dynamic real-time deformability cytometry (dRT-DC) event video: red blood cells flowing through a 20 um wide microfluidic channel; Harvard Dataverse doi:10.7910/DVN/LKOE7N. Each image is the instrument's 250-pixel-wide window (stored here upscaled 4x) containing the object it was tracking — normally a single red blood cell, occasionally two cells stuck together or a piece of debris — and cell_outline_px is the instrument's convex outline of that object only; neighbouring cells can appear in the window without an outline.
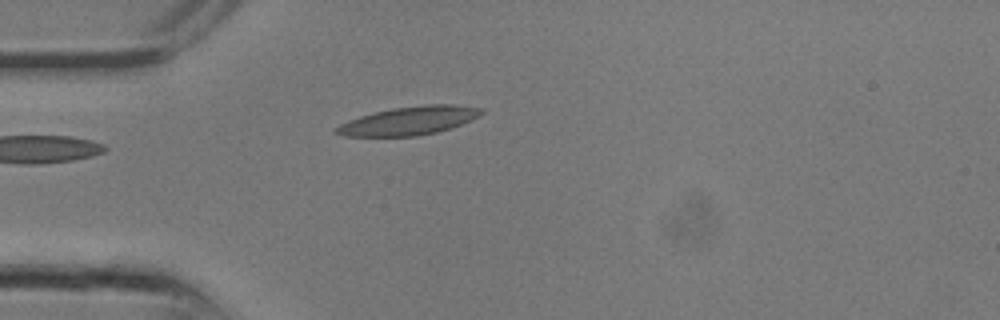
{"species": "common noctule bat (a hibernating species)", "species_latin": "Nyctalus noctula", "temperature_condition": "room temperature", "stored_images_in_passage": 5, "camera_frame_rate_fps": 3000, "um_per_image_px": 0.085, "animal": {"sex": "male", "body_mass_g": 13.3}, "frame": {"image": 1, "passage_image": 1, "time_ms": 0.0, "image_size_px": [1000, 320], "cell_outline_px": [[484, 112], [480, 116], [452, 128], [436, 132], [416, 136], [344, 136], [332, 132], [332, 128], [348, 120], [360, 116], [392, 108], [428, 104], [452, 104], [484, 108]], "centroid_in_image_um": [34.76, 10.26], "position_along_channel_um": 50.2, "area_um2": 24.16}}
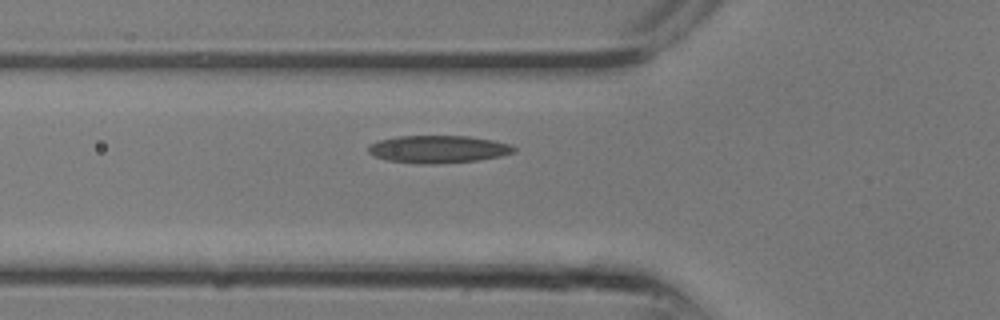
{"frame": {"image": 2, "passage_image": 3, "time_ms": 0.667, "image_size_px": [1000, 320], "cell_outline_px": [[516, 152], [500, 156], [476, 160], [436, 164], [420, 164], [388, 160], [376, 156], [368, 152], [368, 144], [376, 140], [396, 136], [468, 136], [492, 140], [512, 144], [516, 148]], "centroid_in_image_um": [37.23, 12.67], "position_along_channel_um": 88.6, "area_um2": 23.47}}
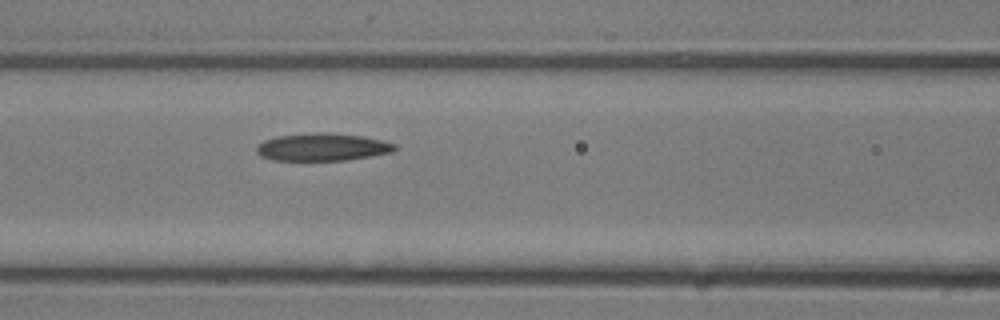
{"frame": {"image": 3, "passage_image": 5, "time_ms": 1.333, "image_size_px": [1000, 320], "cell_outline_px": [[396, 148], [392, 152], [372, 156], [348, 160], [272, 160], [260, 156], [256, 152], [256, 144], [264, 140], [276, 136], [316, 132], [328, 132], [364, 136], [396, 144]], "centroid_in_image_um": [27.37, 12.49], "position_along_channel_um": 139.2, "area_um2": 22.43}}